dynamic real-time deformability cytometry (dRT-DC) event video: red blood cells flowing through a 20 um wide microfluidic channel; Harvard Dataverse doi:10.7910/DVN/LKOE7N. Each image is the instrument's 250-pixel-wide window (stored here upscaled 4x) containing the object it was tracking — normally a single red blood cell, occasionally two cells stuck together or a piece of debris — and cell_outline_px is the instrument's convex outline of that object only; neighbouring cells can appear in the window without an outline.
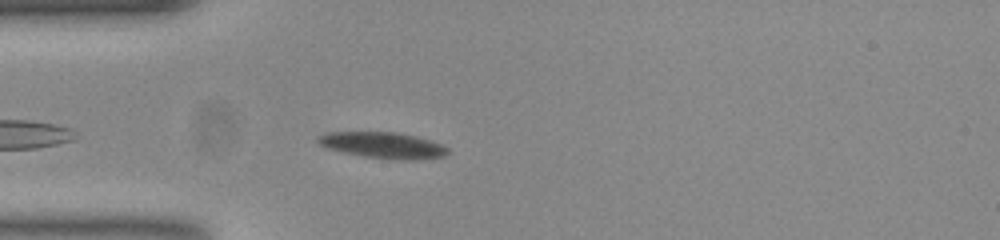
{"species": "common noctule bat (a hibernating species)", "species_latin": "Nyctalus noctula", "temperature_condition": "room temperature", "stored_images_in_passage": 31, "camera_frame_rate_fps": 3000, "um_per_image_px": 0.085, "animal": {"sex": "female", "body_mass_g": 23.0, "forearm_length_mm": 53.4}, "frame": {"image": 1, "passage_image": 4, "time_ms": 1.0, "image_size_px": [1000, 240], "cell_outline_px": [[448, 152], [444, 156], [364, 156], [344, 152], [328, 148], [320, 144], [316, 140], [320, 136], [328, 132], [396, 132], [416, 136], [440, 144], [448, 148]], "centroid_in_image_um": [32.43, 12.26], "position_along_channel_um": 52.6, "area_um2": 18.09}}
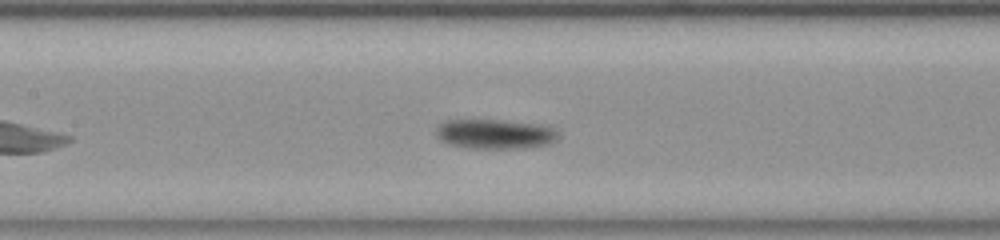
{"frame": {"image": 2, "passage_image": 14, "time_ms": 4.333, "image_size_px": [1000, 240], "cell_outline_px": [[556, 140], [548, 144], [516, 148], [472, 148], [452, 144], [440, 140], [436, 132], [436, 128], [444, 120], [500, 120], [540, 124], [552, 128], [556, 132]], "centroid_in_image_um": [42.04, 11.38], "position_along_channel_um": 165.4, "area_um2": 20.69}}
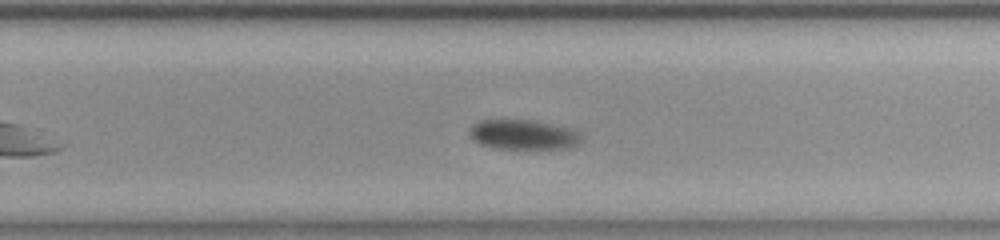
{"frame": {"image": 3, "passage_image": 24, "time_ms": 7.667, "image_size_px": [1000, 240], "cell_outline_px": [[580, 140], [564, 148], [500, 148], [480, 144], [468, 132], [468, 128], [472, 124], [480, 120], [536, 120], [564, 128], [576, 132], [580, 136]], "centroid_in_image_um": [44.36, 11.42], "position_along_channel_um": 285.4, "area_um2": 18.67}, "authors_computed_cell_mechanics": {"area_um2": 20.1722, "velocity_mm_per_s": 3.6108, "shape_relaxation_time_tau1_ms": 2.3605, "shape_relaxation_time_tau2_ms": null, "deformation_change_tau1": 0.0901, "deformation_change_tau2": null}}